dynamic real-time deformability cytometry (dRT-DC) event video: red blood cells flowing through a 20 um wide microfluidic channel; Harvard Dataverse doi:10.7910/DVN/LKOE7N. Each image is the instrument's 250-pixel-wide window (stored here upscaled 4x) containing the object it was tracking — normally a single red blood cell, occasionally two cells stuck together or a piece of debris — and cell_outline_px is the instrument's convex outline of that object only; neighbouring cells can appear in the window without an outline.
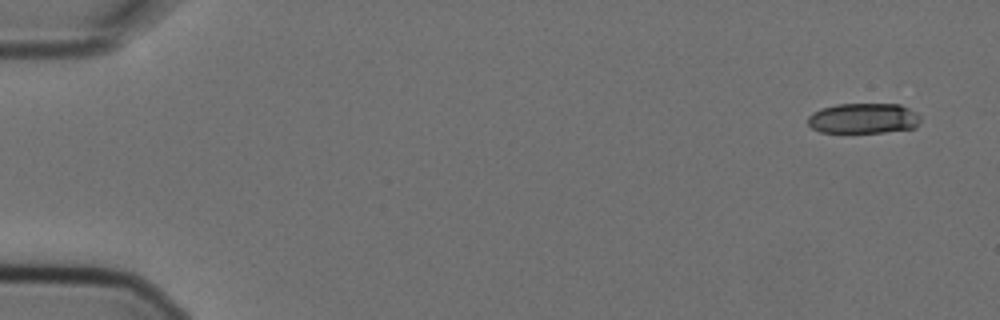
{"species": "Egyptian fruit bat (a non-hibernating species)", "species_latin": "Rousettus aegyptiacus", "temperature_condition": "cold", "stored_images_in_passage": 5, "camera_frame_rate_fps": 3000, "um_per_image_px": 0.085, "animal": {"sex": "female"}, "frame": {"image": 1, "passage_image": 1, "time_ms": 0.0, "image_size_px": [1000, 320], "cell_outline_px": [[920, 124], [916, 128], [884, 132], [820, 132], [812, 128], [808, 124], [808, 116], [812, 112], [820, 108], [836, 104], [900, 104], [916, 112], [920, 116]], "centroid_in_image_um": [73.4, 10.06], "position_along_channel_um": 11.6, "area_um2": 20.11}}
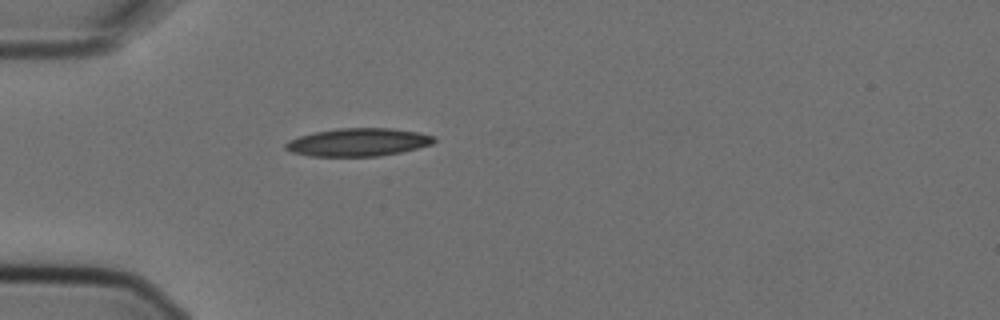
{"frame": {"image": 2, "passage_image": 5, "time_ms": 1.333, "image_size_px": [1000, 320], "cell_outline_px": [[436, 140], [432, 144], [400, 152], [380, 156], [308, 156], [292, 152], [284, 148], [284, 144], [288, 140], [300, 136], [316, 132], [340, 128], [392, 128], [416, 132], [436, 136]], "centroid_in_image_um": [30.44, 12.09], "position_along_channel_um": 54.6, "area_um2": 24.1}}